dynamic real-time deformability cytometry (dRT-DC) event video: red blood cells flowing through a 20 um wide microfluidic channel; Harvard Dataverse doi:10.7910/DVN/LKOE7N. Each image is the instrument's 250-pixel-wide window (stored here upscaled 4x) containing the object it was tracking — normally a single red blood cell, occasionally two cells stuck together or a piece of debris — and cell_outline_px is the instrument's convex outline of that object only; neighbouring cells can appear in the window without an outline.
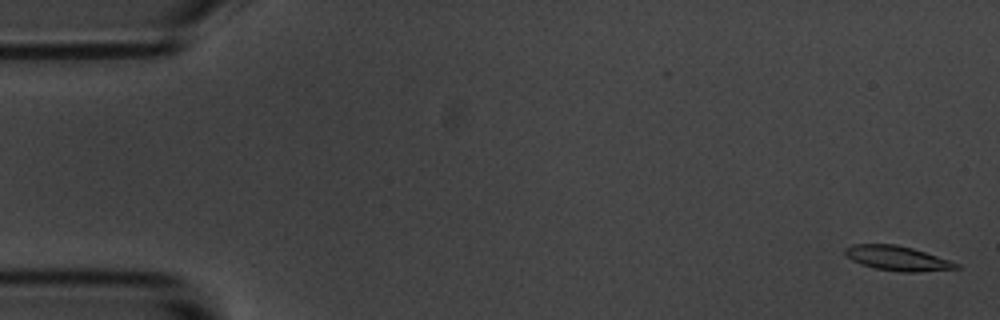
{"species": "common noctule bat (a hibernating species)", "species_latin": "Nyctalus noctula", "temperature_condition": "room temperature", "stored_images_in_passage": 5, "camera_frame_rate_fps": 3000, "um_per_image_px": 0.085, "animal": {"sex": "male", "body_mass_g": 20.1, "forearm_length_mm": 53.5}, "frame": {"image": 1, "passage_image": 1, "time_ms": 0.0, "image_size_px": [1000, 320], "cell_outline_px": [[960, 268], [912, 272], [900, 272], [876, 268], [860, 264], [852, 260], [844, 252], [844, 248], [852, 244], [896, 244], [912, 248], [960, 264]], "centroid_in_image_um": [76.24, 21.94], "position_along_channel_um": 8.8, "area_um2": 15.72}}
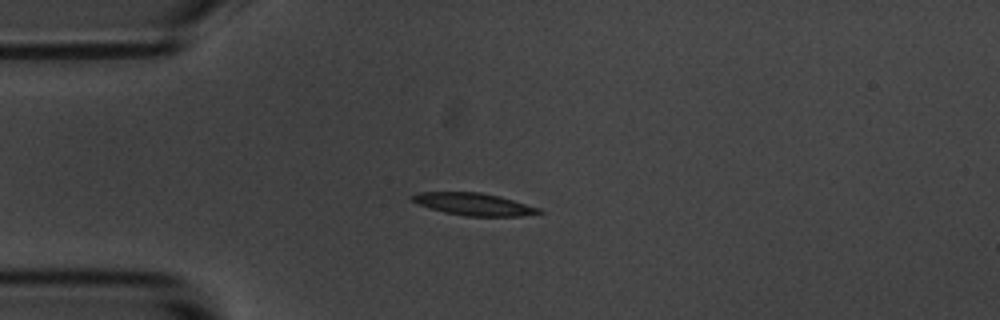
{"frame": {"image": 2, "passage_image": 4, "time_ms": 4.333, "image_size_px": [1000, 320], "cell_outline_px": [[544, 212], [520, 216], [464, 216], [444, 212], [420, 204], [412, 200], [412, 196], [420, 192], [480, 192], [500, 196], [540, 208]], "centroid_in_image_um": [40.32, 17.36], "position_along_channel_um": 44.7, "area_um2": 16.24}}